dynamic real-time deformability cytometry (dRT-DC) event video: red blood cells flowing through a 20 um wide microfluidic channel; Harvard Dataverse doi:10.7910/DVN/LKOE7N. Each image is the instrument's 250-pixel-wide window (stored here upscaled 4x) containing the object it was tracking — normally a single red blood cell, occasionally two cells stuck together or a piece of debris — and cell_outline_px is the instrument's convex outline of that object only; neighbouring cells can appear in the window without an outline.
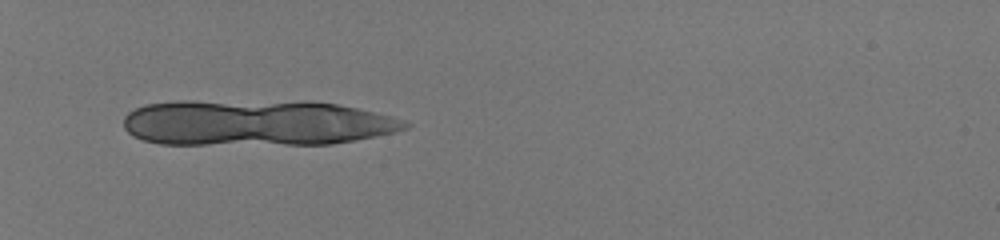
{"species": "human", "species_latin": "Homo sapiens", "temperature_condition": "room temperature", "stored_images_in_passage": 7, "camera_frame_rate_fps": 3000, "um_per_image_px": 0.085, "donor": {"sex": "male"}, "frame": {"image": 1, "passage_image": 1, "time_ms": 0.0, "image_size_px": [1000, 240], "cell_outline_px": [[268, 136], [220, 140], [152, 140], [140, 136], [136, 112], [140, 108], [156, 104], [212, 104], [240, 108], [260, 112]], "centroid_in_image_um": [16.9, 10.41], "position_along_channel_um": 68.1, "area_um2": 30.17}}
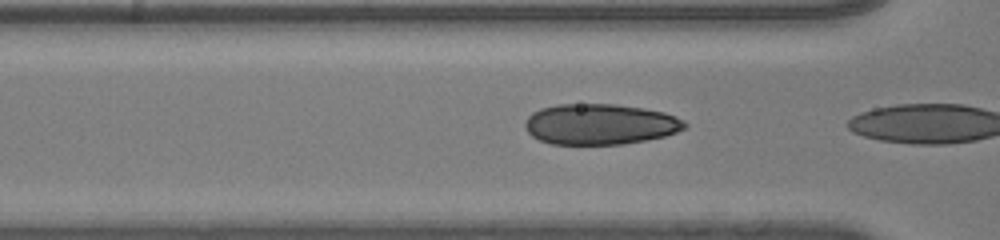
{"frame": {"image": 2, "passage_image": 6, "time_ms": 1.667, "image_size_px": [1000, 240], "cell_outline_px": [[680, 124], [672, 132], [656, 136], [632, 140], [604, 144], [564, 144], [548, 140], [536, 136], [532, 132], [584, 108], [628, 108], [656, 112], [668, 116], [676, 120]], "centroid_in_image_um": [51.6, 10.74], "position_along_channel_um": 115.0, "area_um2": 27.51}}